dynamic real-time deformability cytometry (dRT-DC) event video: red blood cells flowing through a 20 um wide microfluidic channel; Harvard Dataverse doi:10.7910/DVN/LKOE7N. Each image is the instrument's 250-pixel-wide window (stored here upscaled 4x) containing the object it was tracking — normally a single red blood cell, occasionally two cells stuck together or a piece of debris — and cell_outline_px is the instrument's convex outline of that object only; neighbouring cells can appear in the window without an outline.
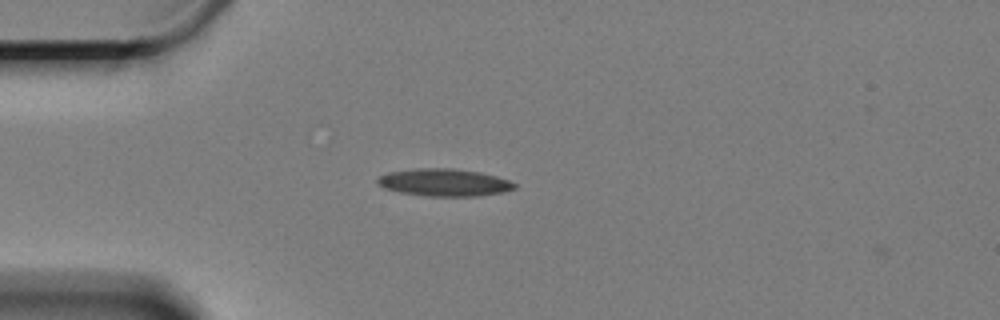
{"species": "Egyptian fruit bat (a non-hibernating species)", "species_latin": "Rousettus aegyptiacus", "temperature_condition": "cold", "stored_images_in_passage": 45, "camera_frame_rate_fps": 3000, "um_per_image_px": 0.085, "animal": {"sex": "female"}, "frame": {"image": 1, "passage_image": 1, "time_ms": 0.0, "image_size_px": [1000, 320], "cell_outline_px": [[516, 188], [504, 192], [476, 196], [428, 196], [400, 192], [384, 188], [376, 184], [376, 180], [380, 176], [388, 172], [416, 168], [452, 168], [480, 172], [496, 176], [508, 180], [516, 184]], "centroid_in_image_um": [37.74, 15.5], "position_along_channel_um": 47.3, "area_um2": 21.91}}
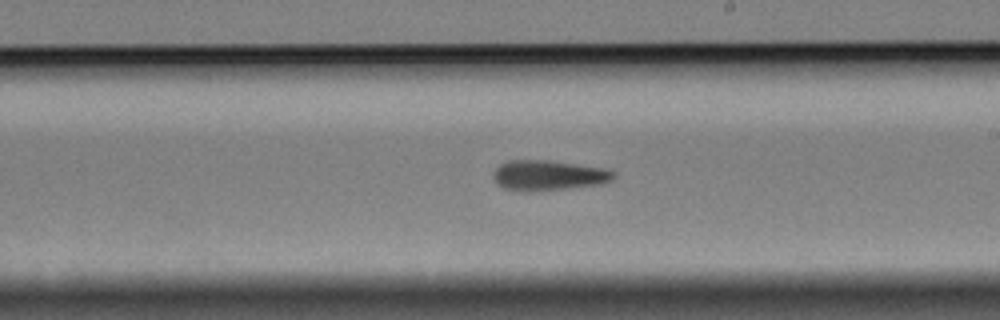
{"frame": {"image": 2, "passage_image": 20, "time_ms": 6.333, "image_size_px": [1000, 320], "cell_outline_px": [[616, 176], [612, 180], [600, 184], [528, 192], [524, 192], [504, 188], [496, 184], [492, 172], [500, 164], [508, 160], [552, 160], [604, 168], [616, 172]], "centroid_in_image_um": [46.59, 14.89], "position_along_channel_um": 242.4, "area_um2": 21.33}}
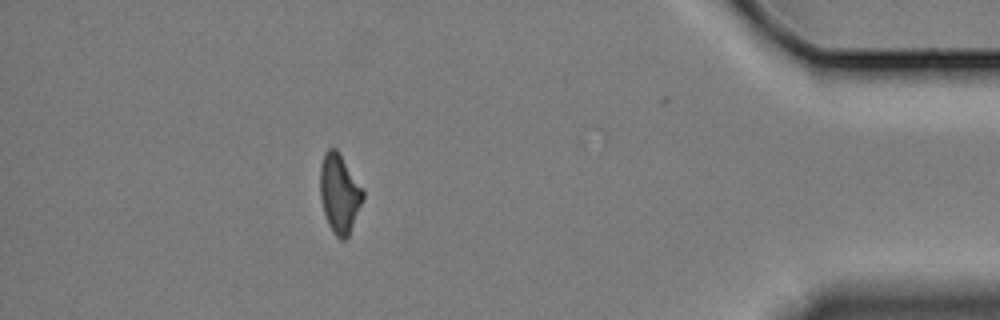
{"frame": {"image": 3, "passage_image": 39, "time_ms": 12.667, "image_size_px": [1000, 320], "cell_outline_px": [[364, 196], [348, 236], [344, 240], [340, 240], [332, 232], [328, 224], [324, 212], [320, 196], [320, 164], [324, 152], [328, 148], [336, 148], [364, 188]], "centroid_in_image_um": [28.84, 16.41], "position_along_channel_um": 406.4, "area_um2": 19.77}}